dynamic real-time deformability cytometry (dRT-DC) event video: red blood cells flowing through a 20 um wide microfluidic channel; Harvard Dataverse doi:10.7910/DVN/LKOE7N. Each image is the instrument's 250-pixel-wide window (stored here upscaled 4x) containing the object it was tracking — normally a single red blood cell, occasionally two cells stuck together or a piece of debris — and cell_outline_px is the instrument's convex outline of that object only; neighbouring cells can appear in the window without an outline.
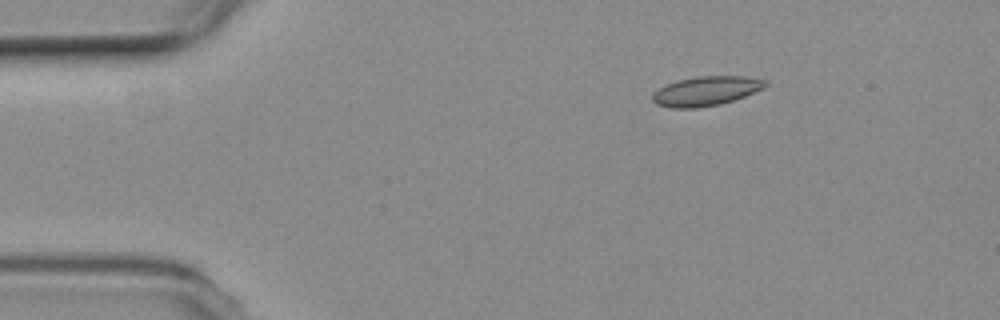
{"species": "common noctule bat (a hibernating species)", "species_latin": "Nyctalus noctula", "temperature_condition": "room temperature", "stored_images_in_passage": 3, "camera_frame_rate_fps": 3000, "um_per_image_px": 0.085, "animal": {"sex": "female", "body_mass_g": 19.3, "forearm_length_mm": 54.1}, "frame": {"image": 1, "passage_image": 1, "time_ms": 0.0, "image_size_px": [1000, 320], "cell_outline_px": [[768, 84], [764, 88], [744, 96], [720, 104], [696, 108], [672, 108], [656, 104], [652, 100], [652, 92], [664, 84], [676, 80], [696, 76], [744, 76], [768, 80]], "centroid_in_image_um": [59.98, 7.72], "position_along_channel_um": 25.0, "area_um2": 19.54}}